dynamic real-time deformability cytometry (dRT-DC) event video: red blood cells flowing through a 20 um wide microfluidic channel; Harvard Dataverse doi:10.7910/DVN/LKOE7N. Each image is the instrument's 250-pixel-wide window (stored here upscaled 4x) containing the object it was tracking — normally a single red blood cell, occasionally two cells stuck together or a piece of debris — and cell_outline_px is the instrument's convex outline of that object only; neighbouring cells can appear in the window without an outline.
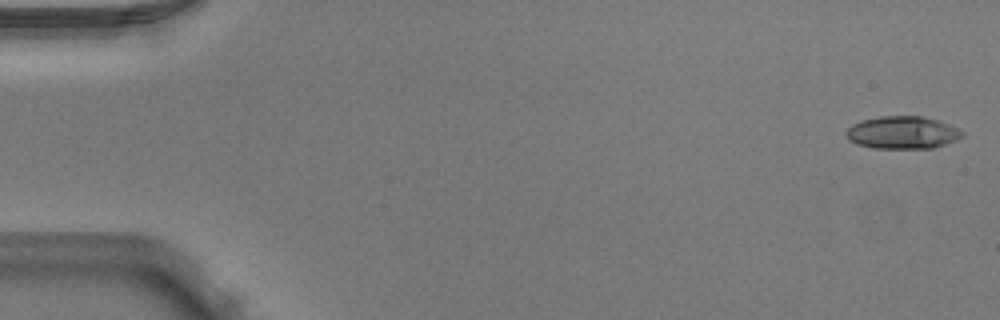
{"species": "Egyptian fruit bat (a non-hibernating species)", "species_latin": "Rousettus aegyptiacus", "temperature_condition": "warm", "stored_images_in_passage": 6, "camera_frame_rate_fps": 3000, "um_per_image_px": 0.085, "animal": {"sex": "male"}, "frame": {"image": 1, "passage_image": 1, "time_ms": 0.0, "image_size_px": [1000, 320], "cell_outline_px": [[964, 136], [956, 140], [932, 148], [872, 148], [856, 144], [844, 132], [852, 124], [860, 120], [880, 116], [924, 116], [948, 124], [964, 132]], "centroid_in_image_um": [76.7, 11.26], "position_along_channel_um": 8.3, "area_um2": 21.96}}
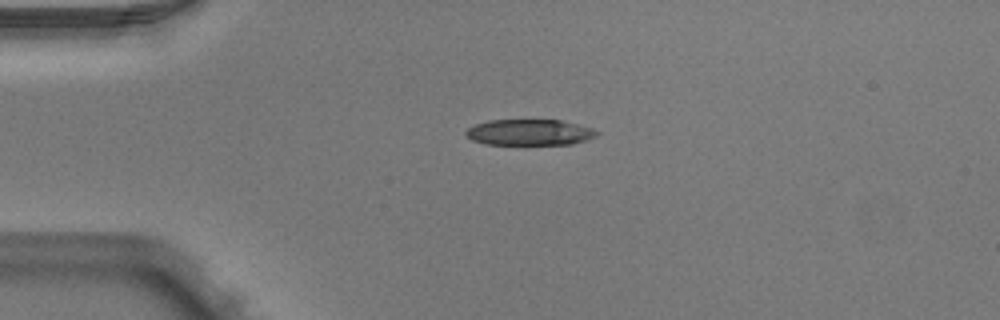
{"frame": {"image": 2, "passage_image": 4, "time_ms": 1.0, "image_size_px": [1000, 320], "cell_outline_px": [[600, 132], [596, 136], [572, 144], [488, 144], [472, 140], [464, 132], [468, 128], [476, 124], [488, 120], [560, 120], [592, 128]], "centroid_in_image_um": [45.01, 11.24], "position_along_channel_um": 40.0, "area_um2": 19.59}}
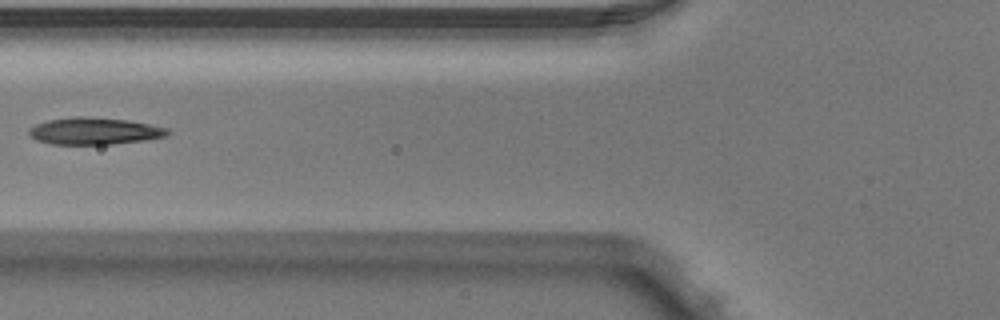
{"frame": {"image": 3, "passage_image": 6, "time_ms": 1.667, "image_size_px": [1000, 320], "cell_outline_px": [[172, 132], [168, 136], [144, 140], [112, 144], [52, 144], [36, 140], [28, 136], [28, 128], [36, 124], [48, 120], [72, 116], [88, 116], [128, 120], [168, 128]], "centroid_in_image_um": [8.0, 11.13], "position_along_channel_um": 117.8, "area_um2": 22.02}}